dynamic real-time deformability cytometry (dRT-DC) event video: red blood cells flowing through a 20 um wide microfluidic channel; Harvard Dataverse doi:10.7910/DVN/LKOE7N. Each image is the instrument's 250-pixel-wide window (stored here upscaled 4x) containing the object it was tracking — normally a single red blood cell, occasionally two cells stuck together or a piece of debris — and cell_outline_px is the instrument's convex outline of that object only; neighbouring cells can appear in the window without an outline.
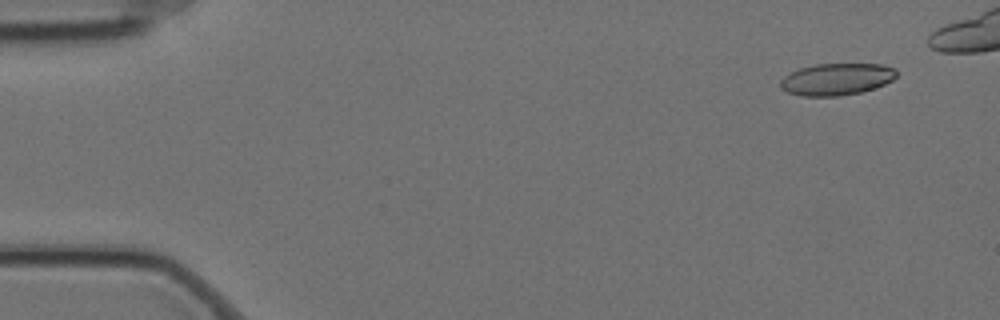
{"species": "Egyptian fruit bat (a non-hibernating species)", "species_latin": "Rousettus aegyptiacus", "temperature_condition": "cold", "stored_images_in_passage": 5, "camera_frame_rate_fps": 3000, "um_per_image_px": 0.085, "animal": {"sex": "female"}, "frame": {"image": 1, "passage_image": 1, "time_ms": 0.0, "image_size_px": [1000, 320], "cell_outline_px": [[896, 76], [892, 80], [884, 84], [860, 92], [836, 96], [800, 96], [788, 92], [780, 88], [780, 80], [784, 76], [800, 68], [816, 64], [880, 64], [896, 68]], "centroid_in_image_um": [71.09, 6.73], "position_along_channel_um": 13.9, "area_um2": 21.44}}